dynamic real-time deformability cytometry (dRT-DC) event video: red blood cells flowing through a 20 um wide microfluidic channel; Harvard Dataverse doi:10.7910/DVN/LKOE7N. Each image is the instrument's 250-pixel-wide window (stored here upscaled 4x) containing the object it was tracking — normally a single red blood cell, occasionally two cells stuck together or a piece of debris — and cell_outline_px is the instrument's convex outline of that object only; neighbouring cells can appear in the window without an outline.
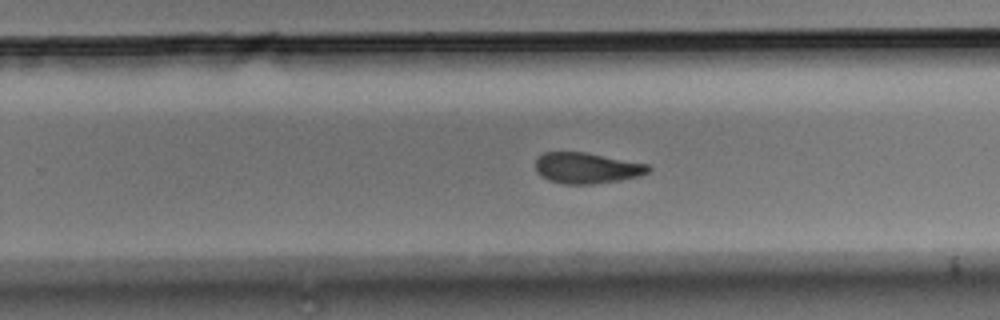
{"species": "Egyptian fruit bat (a non-hibernating species)", "species_latin": "Rousettus aegyptiacus", "temperature_condition": "room temperature", "stored_images_in_passage": 31, "camera_frame_rate_fps": 3000, "um_per_image_px": 0.085, "animal": {"sex": "male"}, "frame": {"image": 1, "passage_image": 22, "time_ms": 7.0, "image_size_px": [1000, 320], "cell_outline_px": [[652, 168], [648, 172], [640, 176], [620, 180], [592, 184], [564, 184], [548, 180], [540, 176], [536, 172], [536, 160], [544, 152], [584, 152], [648, 164]], "centroid_in_image_um": [49.87, 14.29], "position_along_channel_um": 279.9, "area_um2": 20.29}}